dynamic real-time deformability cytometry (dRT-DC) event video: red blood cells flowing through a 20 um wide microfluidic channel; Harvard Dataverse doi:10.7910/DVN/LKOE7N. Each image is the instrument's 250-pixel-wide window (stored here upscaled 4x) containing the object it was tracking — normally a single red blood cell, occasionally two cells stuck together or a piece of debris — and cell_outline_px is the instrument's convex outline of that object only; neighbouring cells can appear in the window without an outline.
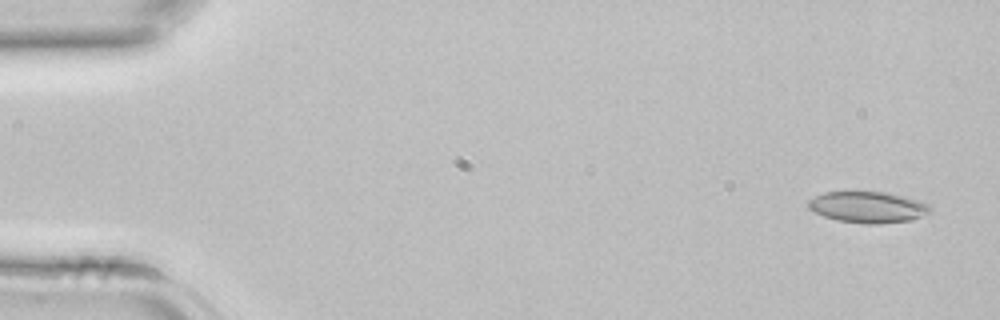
{"species": "common noctule bat (a hibernating species)", "species_latin": "Nyctalus noctula", "temperature_condition": "room temperature", "stored_images_in_passage": 17, "camera_frame_rate_fps": 3000, "um_per_image_px": 0.085, "animal": {"sex": "female", "body_mass_g": 22.7, "forearm_length_mm": 54.2}, "frame": {"image": 1, "passage_image": 2, "time_ms": 0.333, "image_size_px": [1000, 320], "cell_outline_px": [[932, 212], [912, 220], [880, 224], [864, 224], [836, 220], [824, 216], [808, 208], [808, 200], [824, 192], [888, 192], [920, 200], [928, 204], [932, 208]], "centroid_in_image_um": [73.82, 17.61], "position_along_channel_um": 11.2, "area_um2": 22.37}}